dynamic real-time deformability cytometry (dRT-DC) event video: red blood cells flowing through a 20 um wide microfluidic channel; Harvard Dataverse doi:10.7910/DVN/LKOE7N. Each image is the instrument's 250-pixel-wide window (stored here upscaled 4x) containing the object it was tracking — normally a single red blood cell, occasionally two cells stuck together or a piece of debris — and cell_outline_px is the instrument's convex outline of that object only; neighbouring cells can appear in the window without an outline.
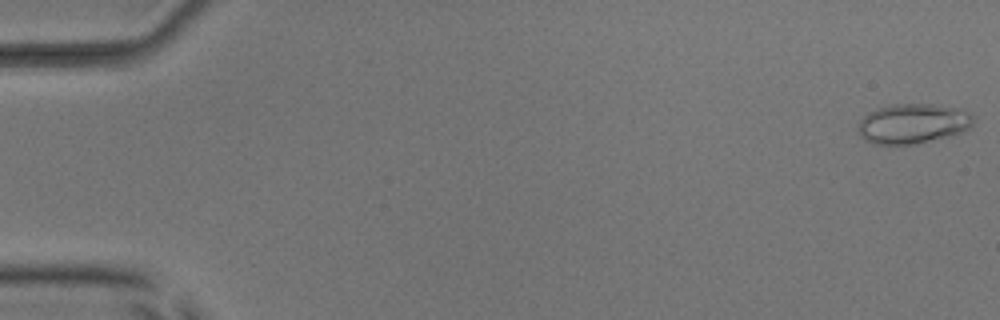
{"species": "common noctule bat (a hibernating species)", "species_latin": "Nyctalus noctula", "temperature_condition": "room temperature", "stored_images_in_passage": 34, "camera_frame_rate_fps": 3000, "um_per_image_px": 0.085, "animal": {"sex": "male", "body_mass_g": 17.9, "forearm_length_mm": 54.2}, "frame": {"image": 1, "passage_image": 1, "time_ms": 0.0, "image_size_px": [1000, 320], "cell_outline_px": [[976, 116], [972, 124], [968, 128], [952, 136], [916, 144], [872, 144], [860, 136], [856, 132], [860, 120], [868, 112], [892, 104], [940, 104], [956, 108], [968, 112]], "centroid_in_image_um": [77.59, 10.51], "position_along_channel_um": 7.4, "area_um2": 27.05}}
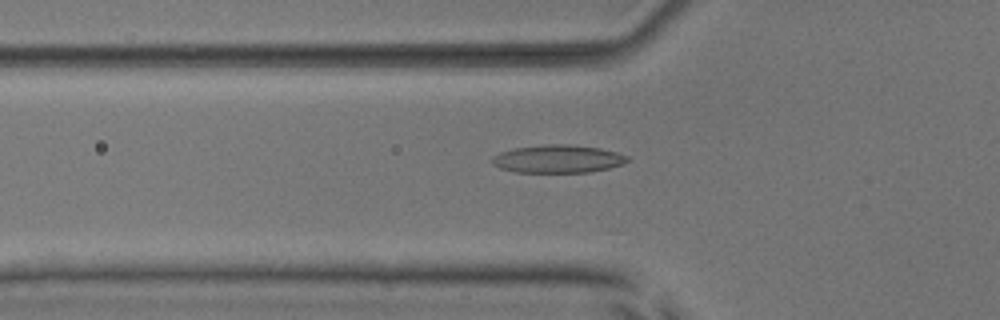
{"frame": {"image": 2, "passage_image": 19, "time_ms": 6.0, "image_size_px": [1000, 320], "cell_outline_px": [[628, 160], [624, 164], [608, 168], [588, 172], [516, 172], [500, 168], [492, 164], [492, 156], [500, 152], [512, 148], [548, 144], [568, 144], [600, 148], [616, 152], [628, 156]], "centroid_in_image_um": [47.4, 13.5], "position_along_channel_um": 78.4, "area_um2": 22.02}}
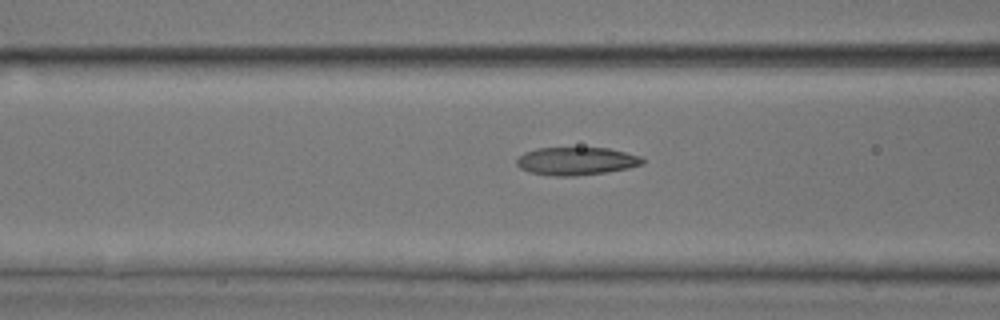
{"frame": {"image": 3, "passage_image": 22, "time_ms": 7.0, "image_size_px": [1000, 320], "cell_outline_px": [[644, 164], [628, 168], [604, 172], [576, 176], [552, 176], [528, 172], [520, 168], [516, 164], [516, 160], [524, 152], [536, 148], [608, 148], [640, 156], [644, 160]], "centroid_in_image_um": [48.95, 13.7], "position_along_channel_um": 117.6, "area_um2": 20.46}}